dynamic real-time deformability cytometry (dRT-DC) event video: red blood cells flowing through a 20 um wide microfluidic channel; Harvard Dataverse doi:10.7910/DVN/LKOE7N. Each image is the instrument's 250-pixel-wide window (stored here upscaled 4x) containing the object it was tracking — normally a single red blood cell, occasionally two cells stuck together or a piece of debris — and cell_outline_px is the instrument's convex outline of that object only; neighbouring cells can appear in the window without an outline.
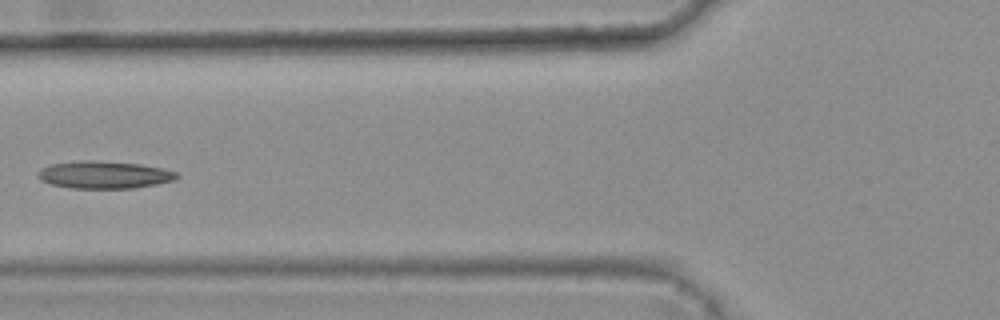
{"species": "common noctule bat (a hibernating species)", "species_latin": "Nyctalus noctula", "temperature_condition": "warm", "stored_images_in_passage": 6, "camera_frame_rate_fps": 3000, "um_per_image_px": 0.085, "animal": {"sex": "female", "body_mass_g": 25.1}, "frame": {"image": 1, "passage_image": 5, "time_ms": 1.333, "image_size_px": [1000, 320], "cell_outline_px": [[180, 176], [176, 180], [156, 184], [132, 188], [72, 188], [52, 184], [40, 180], [40, 168], [52, 164], [80, 160], [96, 160], [140, 164], [160, 168], [176, 172]], "centroid_in_image_um": [8.88, 14.85], "position_along_channel_um": 116.9, "area_um2": 22.02}}
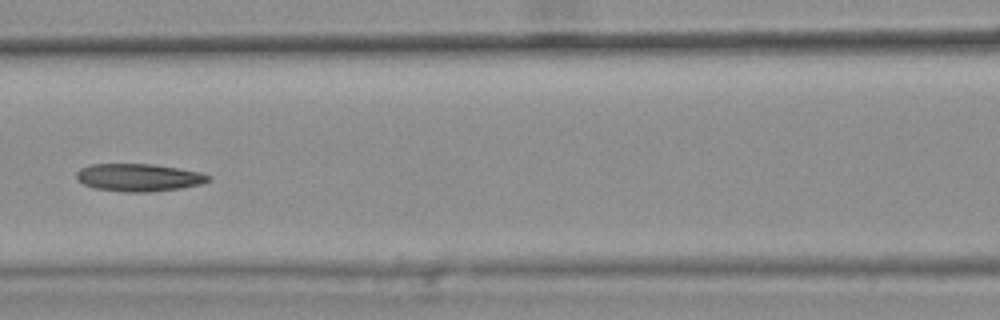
{"frame": {"image": 2, "passage_image": 6, "time_ms": 1.667, "image_size_px": [1000, 320], "cell_outline_px": [[208, 180], [204, 184], [180, 188], [148, 192], [124, 192], [92, 188], [84, 184], [76, 176], [76, 172], [80, 168], [92, 164], [152, 164], [200, 172], [208, 176]], "centroid_in_image_um": [11.76, 15.09], "position_along_channel_um": 154.8, "area_um2": 21.1}}